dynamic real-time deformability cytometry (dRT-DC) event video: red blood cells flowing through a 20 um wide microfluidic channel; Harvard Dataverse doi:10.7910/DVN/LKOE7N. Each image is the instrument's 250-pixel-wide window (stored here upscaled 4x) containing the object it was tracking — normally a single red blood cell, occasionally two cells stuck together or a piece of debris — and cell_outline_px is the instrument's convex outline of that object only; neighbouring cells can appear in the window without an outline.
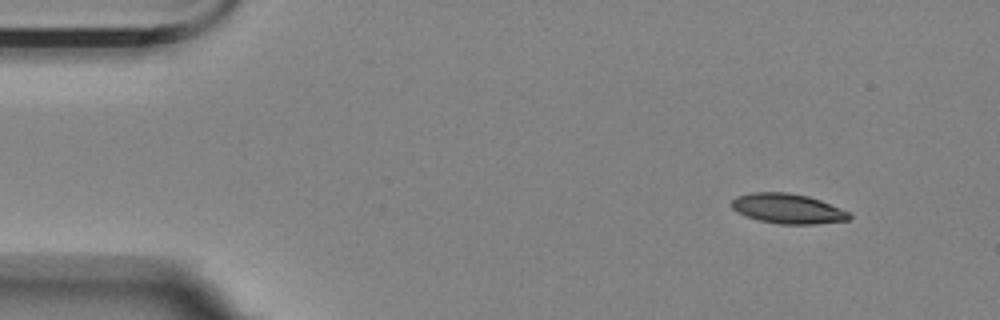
{"species": "Egyptian fruit bat (a non-hibernating species)", "species_latin": "Rousettus aegyptiacus", "temperature_condition": "room temperature", "stored_images_in_passage": 4, "segment_of_instrument_passage": [1, 2], "camera_frame_rate_fps": 3000, "um_per_image_px": 0.085, "animal": {"sex": "female"}, "frame": {"image": 1, "passage_image": 1, "time_ms": 0.0, "image_size_px": [1000, 320], "cell_outline_px": [[852, 216], [848, 220], [816, 224], [780, 224], [760, 220], [736, 212], [732, 208], [732, 200], [736, 196], [752, 192], [788, 192], [808, 196], [820, 200], [840, 208], [848, 212]], "centroid_in_image_um": [66.95, 17.73], "position_along_channel_um": 18.0, "area_um2": 20.4}}
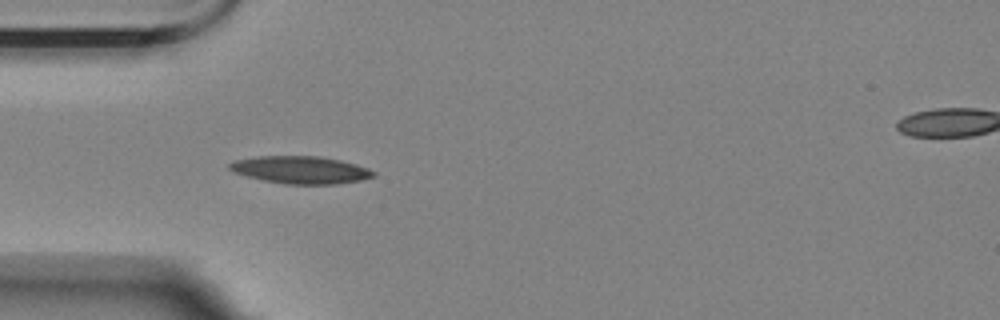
{"frame": {"image": 2, "passage_image": 3, "time_ms": 3.667, "image_size_px": [1000, 320], "cell_outline_px": [[376, 176], [360, 180], [336, 184], [284, 184], [264, 180], [232, 172], [228, 168], [228, 164], [236, 160], [256, 156], [320, 156], [340, 160], [356, 164], [368, 168], [376, 172]], "centroid_in_image_um": [25.56, 14.43], "position_along_channel_um": 59.4, "area_um2": 23.06}}